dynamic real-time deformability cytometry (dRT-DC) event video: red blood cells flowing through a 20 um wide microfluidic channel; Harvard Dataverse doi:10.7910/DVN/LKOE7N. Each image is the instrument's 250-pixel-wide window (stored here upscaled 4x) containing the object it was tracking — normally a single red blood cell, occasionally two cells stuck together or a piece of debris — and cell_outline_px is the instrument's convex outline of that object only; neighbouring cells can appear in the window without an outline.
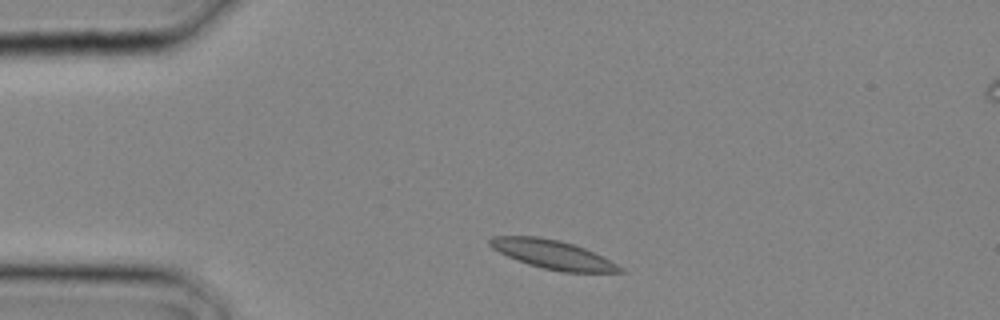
{"species": "common noctule bat (a hibernating species)", "species_latin": "Nyctalus noctula", "temperature_condition": "cold", "stored_images_in_passage": 8, "camera_frame_rate_fps": 3000, "um_per_image_px": 0.085, "animal": {"sex": "male", "body_mass_g": 20.4}, "frame": {"image": 1, "passage_image": 2, "time_ms": 0.333, "image_size_px": [1000, 320], "cell_outline_px": [[628, 272], [560, 272], [528, 264], [516, 260], [492, 248], [488, 244], [488, 240], [492, 236], [540, 236], [560, 240], [584, 248], [624, 268]], "centroid_in_image_um": [46.95, 21.63], "position_along_channel_um": 38.0, "area_um2": 21.68}}
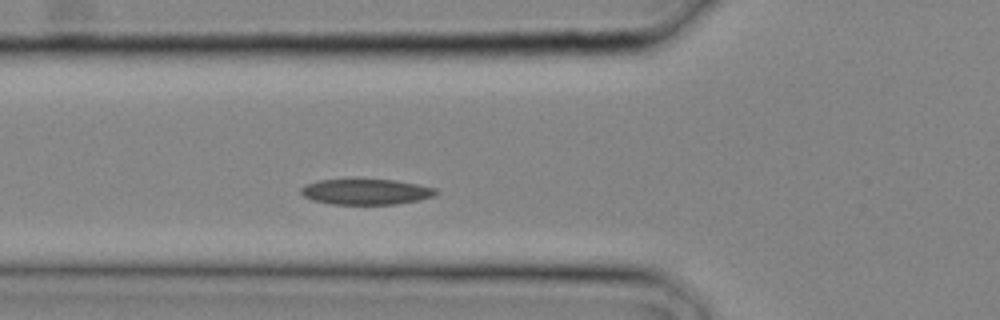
{"frame": {"image": 2, "passage_image": 6, "time_ms": 1.667, "image_size_px": [1000, 320], "cell_outline_px": [[440, 192], [432, 196], [420, 200], [396, 204], [332, 204], [312, 200], [304, 196], [300, 192], [300, 188], [316, 180], [396, 180], [436, 188]], "centroid_in_image_um": [31.12, 16.31], "position_along_channel_um": 94.7, "area_um2": 20.0}}
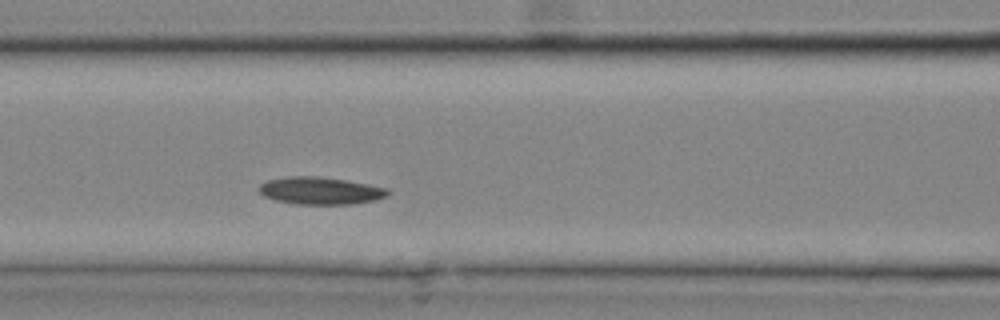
{"frame": {"image": 3, "passage_image": 8, "time_ms": 2.333, "image_size_px": [1000, 320], "cell_outline_px": [[392, 192], [388, 196], [376, 200], [352, 204], [296, 204], [276, 200], [264, 196], [260, 192], [260, 184], [268, 180], [288, 176], [316, 176], [344, 180], [368, 184], [388, 188]], "centroid_in_image_um": [27.28, 16.21], "position_along_channel_um": 139.3, "area_um2": 20.52}}